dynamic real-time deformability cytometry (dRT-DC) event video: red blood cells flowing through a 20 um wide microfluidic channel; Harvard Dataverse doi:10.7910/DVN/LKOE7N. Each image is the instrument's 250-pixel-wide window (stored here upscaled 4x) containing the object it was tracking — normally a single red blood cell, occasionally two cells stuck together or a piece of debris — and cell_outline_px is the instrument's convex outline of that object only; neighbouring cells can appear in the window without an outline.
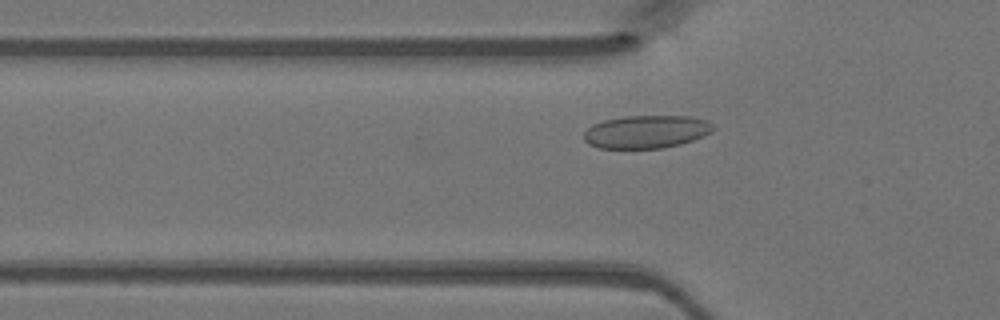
{"species": "Egyptian fruit bat (a non-hibernating species)", "species_latin": "Rousettus aegyptiacus", "temperature_condition": "warm", "stored_images_in_passage": 38, "camera_frame_rate_fps": 3000, "um_per_image_px": 0.085, "animal": {"sex": "female"}, "frame": {"image": 1, "passage_image": 6, "time_ms": 1.667, "image_size_px": [1000, 320], "cell_outline_px": [[716, 128], [712, 132], [704, 136], [680, 144], [664, 148], [600, 148], [588, 144], [584, 140], [584, 132], [592, 124], [604, 120], [624, 116], [692, 116], [708, 120]], "centroid_in_image_um": [54.96, 11.19], "position_along_channel_um": 70.8, "area_um2": 25.03}}
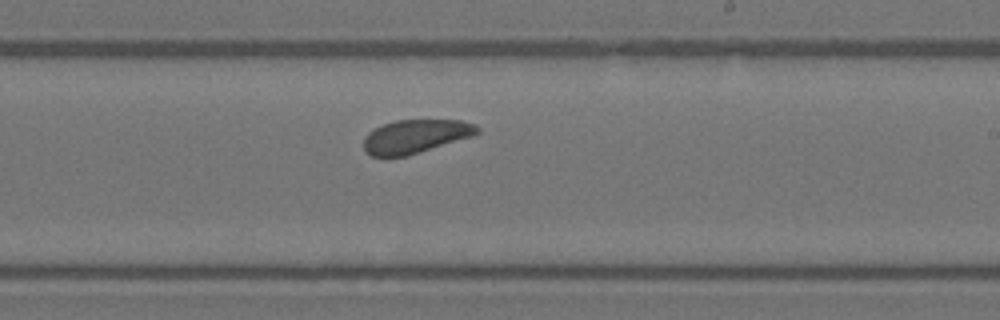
{"frame": {"image": 2, "passage_image": 19, "time_ms": 6.0, "image_size_px": [1000, 320], "cell_outline_px": [[480, 132], [472, 136], [404, 156], [372, 156], [364, 152], [364, 140], [368, 132], [384, 124], [396, 120], [460, 120], [476, 124], [480, 128]], "centroid_in_image_um": [35.32, 11.57], "position_along_channel_um": 253.7, "area_um2": 21.91}}
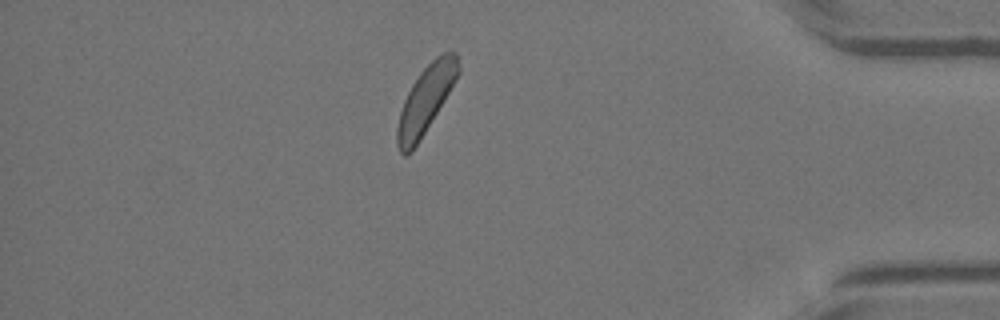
{"frame": {"image": 3, "passage_image": 32, "time_ms": 10.333, "image_size_px": [1000, 320], "cell_outline_px": [[460, 72], [456, 80], [420, 140], [412, 152], [408, 156], [404, 156], [400, 152], [396, 144], [396, 128], [400, 112], [404, 100], [412, 84], [420, 72], [436, 56], [444, 52], [456, 52], [460, 68]], "centroid_in_image_um": [36.16, 8.5], "position_along_channel_um": 399.0, "area_um2": 23.81}}